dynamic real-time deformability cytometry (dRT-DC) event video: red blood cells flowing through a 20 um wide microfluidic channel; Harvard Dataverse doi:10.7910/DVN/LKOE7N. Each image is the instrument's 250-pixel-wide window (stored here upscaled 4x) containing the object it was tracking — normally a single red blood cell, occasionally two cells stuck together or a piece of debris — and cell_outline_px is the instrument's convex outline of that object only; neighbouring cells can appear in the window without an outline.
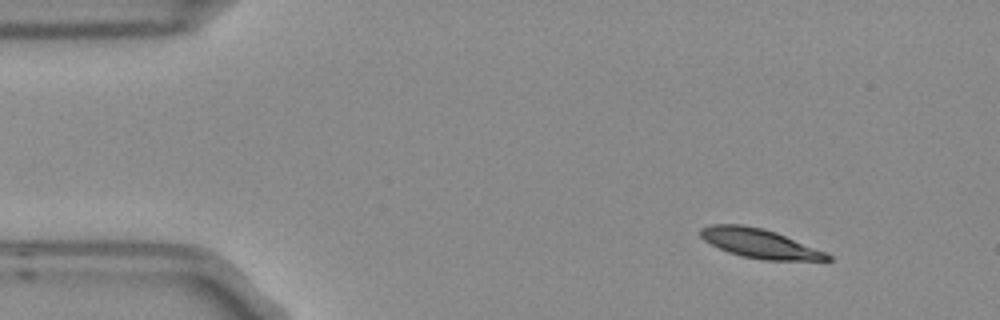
{"species": "Egyptian fruit bat (a non-hibernating species)", "species_latin": "Rousettus aegyptiacus", "temperature_condition": "room temperature", "stored_images_in_passage": 6, "camera_frame_rate_fps": 3000, "um_per_image_px": 0.085, "frame": {"image": 1, "passage_image": 1, "time_ms": 0.0, "image_size_px": [1000, 320], "cell_outline_px": [[832, 260], [764, 260], [740, 256], [728, 252], [704, 240], [700, 236], [700, 228], [712, 224], [744, 224], [764, 228], [776, 232], [824, 252], [832, 256]], "centroid_in_image_um": [64.53, 20.68], "position_along_channel_um": 20.5, "area_um2": 21.44}}